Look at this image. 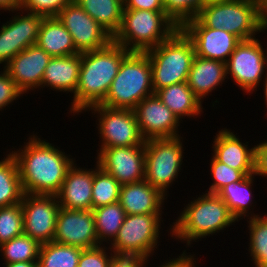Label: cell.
Segmentation results:
<instances>
[{
    "label": "cell",
    "instance_id": "277c9868",
    "mask_svg": "<svg viewBox=\"0 0 267 267\" xmlns=\"http://www.w3.org/2000/svg\"><path fill=\"white\" fill-rule=\"evenodd\" d=\"M146 52L151 63L154 93L187 82L196 54L192 40L182 29H177L167 40Z\"/></svg>",
    "mask_w": 267,
    "mask_h": 267
},
{
    "label": "cell",
    "instance_id": "ffe728a7",
    "mask_svg": "<svg viewBox=\"0 0 267 267\" xmlns=\"http://www.w3.org/2000/svg\"><path fill=\"white\" fill-rule=\"evenodd\" d=\"M75 163L67 171L59 193L56 195L64 209L92 210V171L77 168Z\"/></svg>",
    "mask_w": 267,
    "mask_h": 267
},
{
    "label": "cell",
    "instance_id": "8d00e7d4",
    "mask_svg": "<svg viewBox=\"0 0 267 267\" xmlns=\"http://www.w3.org/2000/svg\"><path fill=\"white\" fill-rule=\"evenodd\" d=\"M211 175L215 182L207 193L217 194L224 186L242 180L246 175L240 171L221 163L214 156L211 159Z\"/></svg>",
    "mask_w": 267,
    "mask_h": 267
},
{
    "label": "cell",
    "instance_id": "ab89813d",
    "mask_svg": "<svg viewBox=\"0 0 267 267\" xmlns=\"http://www.w3.org/2000/svg\"><path fill=\"white\" fill-rule=\"evenodd\" d=\"M0 74V110L24 94L16 85L9 73L3 69Z\"/></svg>",
    "mask_w": 267,
    "mask_h": 267
},
{
    "label": "cell",
    "instance_id": "d4e9b609",
    "mask_svg": "<svg viewBox=\"0 0 267 267\" xmlns=\"http://www.w3.org/2000/svg\"><path fill=\"white\" fill-rule=\"evenodd\" d=\"M36 44L51 57H63L79 53L65 26L57 17H44Z\"/></svg>",
    "mask_w": 267,
    "mask_h": 267
},
{
    "label": "cell",
    "instance_id": "6da1fadb",
    "mask_svg": "<svg viewBox=\"0 0 267 267\" xmlns=\"http://www.w3.org/2000/svg\"><path fill=\"white\" fill-rule=\"evenodd\" d=\"M26 144L20 151L11 153L17 162L23 192L57 195L67 171L74 164L73 159L35 135L30 136Z\"/></svg>",
    "mask_w": 267,
    "mask_h": 267
},
{
    "label": "cell",
    "instance_id": "c3c4849f",
    "mask_svg": "<svg viewBox=\"0 0 267 267\" xmlns=\"http://www.w3.org/2000/svg\"><path fill=\"white\" fill-rule=\"evenodd\" d=\"M267 68V67H266ZM267 72V71H266ZM265 75H267V73L265 74ZM264 93H265V100H266V105H267V76H265V80H264Z\"/></svg>",
    "mask_w": 267,
    "mask_h": 267
},
{
    "label": "cell",
    "instance_id": "9a60e30c",
    "mask_svg": "<svg viewBox=\"0 0 267 267\" xmlns=\"http://www.w3.org/2000/svg\"><path fill=\"white\" fill-rule=\"evenodd\" d=\"M53 242L90 249L98 243L92 210L64 209L60 207L56 219Z\"/></svg>",
    "mask_w": 267,
    "mask_h": 267
},
{
    "label": "cell",
    "instance_id": "484cf974",
    "mask_svg": "<svg viewBox=\"0 0 267 267\" xmlns=\"http://www.w3.org/2000/svg\"><path fill=\"white\" fill-rule=\"evenodd\" d=\"M160 100L180 120L181 116L194 117L201 113L202 103L189 88L187 82L173 84L156 92Z\"/></svg>",
    "mask_w": 267,
    "mask_h": 267
},
{
    "label": "cell",
    "instance_id": "b9f144b4",
    "mask_svg": "<svg viewBox=\"0 0 267 267\" xmlns=\"http://www.w3.org/2000/svg\"><path fill=\"white\" fill-rule=\"evenodd\" d=\"M147 259L136 255L114 254L109 267H145Z\"/></svg>",
    "mask_w": 267,
    "mask_h": 267
},
{
    "label": "cell",
    "instance_id": "8fae6325",
    "mask_svg": "<svg viewBox=\"0 0 267 267\" xmlns=\"http://www.w3.org/2000/svg\"><path fill=\"white\" fill-rule=\"evenodd\" d=\"M24 234L40 244L53 241L60 205L56 195L24 193L21 201Z\"/></svg>",
    "mask_w": 267,
    "mask_h": 267
},
{
    "label": "cell",
    "instance_id": "bcb514c9",
    "mask_svg": "<svg viewBox=\"0 0 267 267\" xmlns=\"http://www.w3.org/2000/svg\"><path fill=\"white\" fill-rule=\"evenodd\" d=\"M5 267H38V261L14 262L5 264Z\"/></svg>",
    "mask_w": 267,
    "mask_h": 267
},
{
    "label": "cell",
    "instance_id": "7bdbcfd3",
    "mask_svg": "<svg viewBox=\"0 0 267 267\" xmlns=\"http://www.w3.org/2000/svg\"><path fill=\"white\" fill-rule=\"evenodd\" d=\"M255 148L254 175L267 176V141L260 143Z\"/></svg>",
    "mask_w": 267,
    "mask_h": 267
},
{
    "label": "cell",
    "instance_id": "7402d4cb",
    "mask_svg": "<svg viewBox=\"0 0 267 267\" xmlns=\"http://www.w3.org/2000/svg\"><path fill=\"white\" fill-rule=\"evenodd\" d=\"M164 199L165 195L158 188L143 180L121 185L118 202L126 215L161 214Z\"/></svg>",
    "mask_w": 267,
    "mask_h": 267
},
{
    "label": "cell",
    "instance_id": "d590c367",
    "mask_svg": "<svg viewBox=\"0 0 267 267\" xmlns=\"http://www.w3.org/2000/svg\"><path fill=\"white\" fill-rule=\"evenodd\" d=\"M24 233L21 203L0 208V245Z\"/></svg>",
    "mask_w": 267,
    "mask_h": 267
},
{
    "label": "cell",
    "instance_id": "8992f818",
    "mask_svg": "<svg viewBox=\"0 0 267 267\" xmlns=\"http://www.w3.org/2000/svg\"><path fill=\"white\" fill-rule=\"evenodd\" d=\"M152 94V70L147 52L130 51L101 105L133 110L141 100Z\"/></svg>",
    "mask_w": 267,
    "mask_h": 267
},
{
    "label": "cell",
    "instance_id": "603a6c76",
    "mask_svg": "<svg viewBox=\"0 0 267 267\" xmlns=\"http://www.w3.org/2000/svg\"><path fill=\"white\" fill-rule=\"evenodd\" d=\"M226 63L195 56L189 71L187 84L194 95L201 99L215 90L226 79ZM221 83V84H220Z\"/></svg>",
    "mask_w": 267,
    "mask_h": 267
},
{
    "label": "cell",
    "instance_id": "7a4b0ae2",
    "mask_svg": "<svg viewBox=\"0 0 267 267\" xmlns=\"http://www.w3.org/2000/svg\"><path fill=\"white\" fill-rule=\"evenodd\" d=\"M129 52L112 40L102 49L81 53L79 81L72 100L71 113L86 111L104 101Z\"/></svg>",
    "mask_w": 267,
    "mask_h": 267
},
{
    "label": "cell",
    "instance_id": "3957f363",
    "mask_svg": "<svg viewBox=\"0 0 267 267\" xmlns=\"http://www.w3.org/2000/svg\"><path fill=\"white\" fill-rule=\"evenodd\" d=\"M197 18L209 28L224 29L241 41L255 38L267 29V15L257 0H231L207 3Z\"/></svg>",
    "mask_w": 267,
    "mask_h": 267
},
{
    "label": "cell",
    "instance_id": "60d3db41",
    "mask_svg": "<svg viewBox=\"0 0 267 267\" xmlns=\"http://www.w3.org/2000/svg\"><path fill=\"white\" fill-rule=\"evenodd\" d=\"M123 10H147L164 12L163 0H124Z\"/></svg>",
    "mask_w": 267,
    "mask_h": 267
},
{
    "label": "cell",
    "instance_id": "d6a6232c",
    "mask_svg": "<svg viewBox=\"0 0 267 267\" xmlns=\"http://www.w3.org/2000/svg\"><path fill=\"white\" fill-rule=\"evenodd\" d=\"M92 185V209L119 201L121 184L97 164Z\"/></svg>",
    "mask_w": 267,
    "mask_h": 267
},
{
    "label": "cell",
    "instance_id": "ba28073f",
    "mask_svg": "<svg viewBox=\"0 0 267 267\" xmlns=\"http://www.w3.org/2000/svg\"><path fill=\"white\" fill-rule=\"evenodd\" d=\"M182 146L180 136L145 140V180L165 196L181 169Z\"/></svg>",
    "mask_w": 267,
    "mask_h": 267
},
{
    "label": "cell",
    "instance_id": "7c38bea8",
    "mask_svg": "<svg viewBox=\"0 0 267 267\" xmlns=\"http://www.w3.org/2000/svg\"><path fill=\"white\" fill-rule=\"evenodd\" d=\"M71 34L79 53L106 47L113 37L74 0L56 16Z\"/></svg>",
    "mask_w": 267,
    "mask_h": 267
},
{
    "label": "cell",
    "instance_id": "2e32d148",
    "mask_svg": "<svg viewBox=\"0 0 267 267\" xmlns=\"http://www.w3.org/2000/svg\"><path fill=\"white\" fill-rule=\"evenodd\" d=\"M192 40L196 56L227 62L241 40L225 31L206 27L198 18L181 28Z\"/></svg>",
    "mask_w": 267,
    "mask_h": 267
},
{
    "label": "cell",
    "instance_id": "e0dca14e",
    "mask_svg": "<svg viewBox=\"0 0 267 267\" xmlns=\"http://www.w3.org/2000/svg\"><path fill=\"white\" fill-rule=\"evenodd\" d=\"M145 140L172 138L178 135L179 120L156 93L141 100L133 109Z\"/></svg>",
    "mask_w": 267,
    "mask_h": 267
},
{
    "label": "cell",
    "instance_id": "30bf717a",
    "mask_svg": "<svg viewBox=\"0 0 267 267\" xmlns=\"http://www.w3.org/2000/svg\"><path fill=\"white\" fill-rule=\"evenodd\" d=\"M88 109L101 116L97 127L102 138L101 148L145 145L133 110L110 108L101 104Z\"/></svg>",
    "mask_w": 267,
    "mask_h": 267
},
{
    "label": "cell",
    "instance_id": "f1b7e54d",
    "mask_svg": "<svg viewBox=\"0 0 267 267\" xmlns=\"http://www.w3.org/2000/svg\"><path fill=\"white\" fill-rule=\"evenodd\" d=\"M253 176L254 174L246 175L242 180L224 186L217 193L237 221L242 216H249L247 213H249V206H251L250 203L252 202L250 188L253 183Z\"/></svg>",
    "mask_w": 267,
    "mask_h": 267
},
{
    "label": "cell",
    "instance_id": "4dcf8cb0",
    "mask_svg": "<svg viewBox=\"0 0 267 267\" xmlns=\"http://www.w3.org/2000/svg\"><path fill=\"white\" fill-rule=\"evenodd\" d=\"M82 248L53 241L40 246L38 267H78Z\"/></svg>",
    "mask_w": 267,
    "mask_h": 267
},
{
    "label": "cell",
    "instance_id": "f35d334b",
    "mask_svg": "<svg viewBox=\"0 0 267 267\" xmlns=\"http://www.w3.org/2000/svg\"><path fill=\"white\" fill-rule=\"evenodd\" d=\"M105 251L106 247L104 248L101 245L83 249L79 257L78 267H109L113 254L111 253L110 257Z\"/></svg>",
    "mask_w": 267,
    "mask_h": 267
},
{
    "label": "cell",
    "instance_id": "ac0fdd59",
    "mask_svg": "<svg viewBox=\"0 0 267 267\" xmlns=\"http://www.w3.org/2000/svg\"><path fill=\"white\" fill-rule=\"evenodd\" d=\"M16 15L0 29V64L7 66L19 52L36 44L44 16L30 13Z\"/></svg>",
    "mask_w": 267,
    "mask_h": 267
},
{
    "label": "cell",
    "instance_id": "681fc988",
    "mask_svg": "<svg viewBox=\"0 0 267 267\" xmlns=\"http://www.w3.org/2000/svg\"><path fill=\"white\" fill-rule=\"evenodd\" d=\"M216 1H231V0H206V4L209 2H216Z\"/></svg>",
    "mask_w": 267,
    "mask_h": 267
},
{
    "label": "cell",
    "instance_id": "f6af8a7d",
    "mask_svg": "<svg viewBox=\"0 0 267 267\" xmlns=\"http://www.w3.org/2000/svg\"><path fill=\"white\" fill-rule=\"evenodd\" d=\"M21 0H0V10L20 11Z\"/></svg>",
    "mask_w": 267,
    "mask_h": 267
},
{
    "label": "cell",
    "instance_id": "5bb4252c",
    "mask_svg": "<svg viewBox=\"0 0 267 267\" xmlns=\"http://www.w3.org/2000/svg\"><path fill=\"white\" fill-rule=\"evenodd\" d=\"M99 167L121 185L145 180V145L100 148Z\"/></svg>",
    "mask_w": 267,
    "mask_h": 267
},
{
    "label": "cell",
    "instance_id": "83f0119b",
    "mask_svg": "<svg viewBox=\"0 0 267 267\" xmlns=\"http://www.w3.org/2000/svg\"><path fill=\"white\" fill-rule=\"evenodd\" d=\"M0 161V208L19 204L24 192L15 158L10 154Z\"/></svg>",
    "mask_w": 267,
    "mask_h": 267
},
{
    "label": "cell",
    "instance_id": "7dc6e473",
    "mask_svg": "<svg viewBox=\"0 0 267 267\" xmlns=\"http://www.w3.org/2000/svg\"><path fill=\"white\" fill-rule=\"evenodd\" d=\"M260 4L261 9L267 15V0H257Z\"/></svg>",
    "mask_w": 267,
    "mask_h": 267
},
{
    "label": "cell",
    "instance_id": "4316f807",
    "mask_svg": "<svg viewBox=\"0 0 267 267\" xmlns=\"http://www.w3.org/2000/svg\"><path fill=\"white\" fill-rule=\"evenodd\" d=\"M88 15L97 21L112 37L122 24L123 0H74Z\"/></svg>",
    "mask_w": 267,
    "mask_h": 267
},
{
    "label": "cell",
    "instance_id": "ee69618b",
    "mask_svg": "<svg viewBox=\"0 0 267 267\" xmlns=\"http://www.w3.org/2000/svg\"><path fill=\"white\" fill-rule=\"evenodd\" d=\"M194 256L191 255H186L185 251L183 252V254H181V256H179V258H173L170 261H168L167 263H163V265L159 266V267H196L195 263L196 261L195 258H193Z\"/></svg>",
    "mask_w": 267,
    "mask_h": 267
},
{
    "label": "cell",
    "instance_id": "44dd1931",
    "mask_svg": "<svg viewBox=\"0 0 267 267\" xmlns=\"http://www.w3.org/2000/svg\"><path fill=\"white\" fill-rule=\"evenodd\" d=\"M213 145V156L220 161L242 171L245 175L254 174L255 148L240 142V139L228 129H221L216 134Z\"/></svg>",
    "mask_w": 267,
    "mask_h": 267
},
{
    "label": "cell",
    "instance_id": "836d02e7",
    "mask_svg": "<svg viewBox=\"0 0 267 267\" xmlns=\"http://www.w3.org/2000/svg\"><path fill=\"white\" fill-rule=\"evenodd\" d=\"M249 219L250 257L255 267H267V215H251Z\"/></svg>",
    "mask_w": 267,
    "mask_h": 267
},
{
    "label": "cell",
    "instance_id": "9c48e42d",
    "mask_svg": "<svg viewBox=\"0 0 267 267\" xmlns=\"http://www.w3.org/2000/svg\"><path fill=\"white\" fill-rule=\"evenodd\" d=\"M160 218L161 214L126 215L115 239L111 242V252L116 255L150 257L157 248Z\"/></svg>",
    "mask_w": 267,
    "mask_h": 267
},
{
    "label": "cell",
    "instance_id": "cb8c5ba5",
    "mask_svg": "<svg viewBox=\"0 0 267 267\" xmlns=\"http://www.w3.org/2000/svg\"><path fill=\"white\" fill-rule=\"evenodd\" d=\"M81 67V53L63 57H51L47 65L41 87L50 86L56 91H67L75 94L78 86Z\"/></svg>",
    "mask_w": 267,
    "mask_h": 267
},
{
    "label": "cell",
    "instance_id": "4fadbf2b",
    "mask_svg": "<svg viewBox=\"0 0 267 267\" xmlns=\"http://www.w3.org/2000/svg\"><path fill=\"white\" fill-rule=\"evenodd\" d=\"M258 39L241 41L226 62L227 74L246 92L254 91L267 66V52L264 54Z\"/></svg>",
    "mask_w": 267,
    "mask_h": 267
},
{
    "label": "cell",
    "instance_id": "f546056e",
    "mask_svg": "<svg viewBox=\"0 0 267 267\" xmlns=\"http://www.w3.org/2000/svg\"><path fill=\"white\" fill-rule=\"evenodd\" d=\"M92 211L99 244L101 245L102 242L108 240L112 242L126 216L123 207L119 202H116L96 207Z\"/></svg>",
    "mask_w": 267,
    "mask_h": 267
},
{
    "label": "cell",
    "instance_id": "5b68a950",
    "mask_svg": "<svg viewBox=\"0 0 267 267\" xmlns=\"http://www.w3.org/2000/svg\"><path fill=\"white\" fill-rule=\"evenodd\" d=\"M181 213L174 222L171 236L187 241V245L193 240L215 234L237 221L224 201L212 193L198 197L184 207Z\"/></svg>",
    "mask_w": 267,
    "mask_h": 267
},
{
    "label": "cell",
    "instance_id": "52a82bcc",
    "mask_svg": "<svg viewBox=\"0 0 267 267\" xmlns=\"http://www.w3.org/2000/svg\"><path fill=\"white\" fill-rule=\"evenodd\" d=\"M177 29L164 12L123 10L122 24L113 41L129 51L146 52Z\"/></svg>",
    "mask_w": 267,
    "mask_h": 267
},
{
    "label": "cell",
    "instance_id": "d6986e66",
    "mask_svg": "<svg viewBox=\"0 0 267 267\" xmlns=\"http://www.w3.org/2000/svg\"><path fill=\"white\" fill-rule=\"evenodd\" d=\"M51 56L37 44L19 52L3 68L9 73L17 87L23 92L41 87L44 71Z\"/></svg>",
    "mask_w": 267,
    "mask_h": 267
},
{
    "label": "cell",
    "instance_id": "74e56055",
    "mask_svg": "<svg viewBox=\"0 0 267 267\" xmlns=\"http://www.w3.org/2000/svg\"><path fill=\"white\" fill-rule=\"evenodd\" d=\"M72 0H21L20 10L44 17H56Z\"/></svg>",
    "mask_w": 267,
    "mask_h": 267
},
{
    "label": "cell",
    "instance_id": "1f68e13d",
    "mask_svg": "<svg viewBox=\"0 0 267 267\" xmlns=\"http://www.w3.org/2000/svg\"><path fill=\"white\" fill-rule=\"evenodd\" d=\"M41 244L26 234H21L0 245L5 264L25 261H38Z\"/></svg>",
    "mask_w": 267,
    "mask_h": 267
},
{
    "label": "cell",
    "instance_id": "e575fe53",
    "mask_svg": "<svg viewBox=\"0 0 267 267\" xmlns=\"http://www.w3.org/2000/svg\"><path fill=\"white\" fill-rule=\"evenodd\" d=\"M205 5L206 0H163L164 13L178 29L197 18Z\"/></svg>",
    "mask_w": 267,
    "mask_h": 267
}]
</instances>
